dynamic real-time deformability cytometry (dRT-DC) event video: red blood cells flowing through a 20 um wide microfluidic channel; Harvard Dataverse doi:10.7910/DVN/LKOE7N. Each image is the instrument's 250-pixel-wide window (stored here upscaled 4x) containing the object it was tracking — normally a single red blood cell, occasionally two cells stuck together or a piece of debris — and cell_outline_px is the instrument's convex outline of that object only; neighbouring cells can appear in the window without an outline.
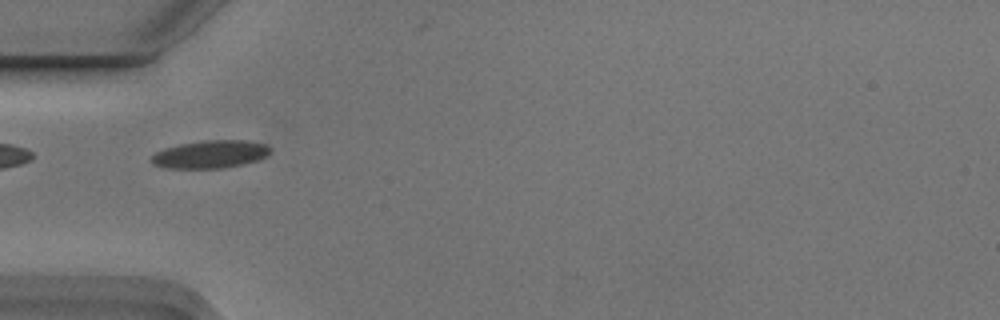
{"species": "Egyptian fruit bat (a non-hibernating species)", "species_latin": "Rousettus aegyptiacus", "temperature_condition": "cold", "stored_images_in_passage": 6, "camera_frame_rate_fps": 3000, "um_per_image_px": 0.085, "animal": {"sex": "male"}, "frame": {"image": 1, "passage_image": 5, "time_ms": 1.333, "image_size_px": [1000, 320], "cell_outline_px": [[272, 148], [268, 156], [244, 164], [224, 168], [164, 168], [152, 164], [152, 156], [156, 152], [164, 148], [180, 144], [204, 140], [244, 140], [268, 144]], "centroid_in_image_um": [17.91, 13.11], "position_along_channel_um": 67.1, "area_um2": 19.42}}